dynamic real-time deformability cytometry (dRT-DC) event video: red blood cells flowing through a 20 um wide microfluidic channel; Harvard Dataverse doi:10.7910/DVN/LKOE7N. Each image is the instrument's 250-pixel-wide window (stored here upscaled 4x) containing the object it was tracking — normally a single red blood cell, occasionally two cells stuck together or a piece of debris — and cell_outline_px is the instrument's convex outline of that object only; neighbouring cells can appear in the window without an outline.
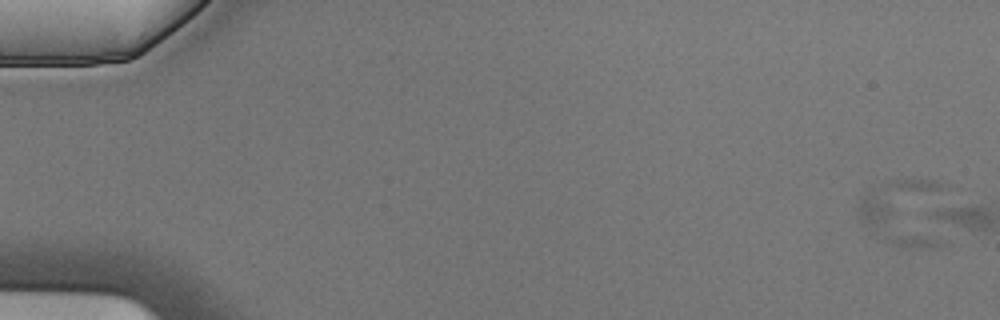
{"species": "Egyptian fruit bat (a non-hibernating species)", "species_latin": "Rousettus aegyptiacus", "temperature_condition": "cold", "stored_images_in_passage": 3, "segment_of_instrument_passage": [1, 2], "camera_frame_rate_fps": 3000, "um_per_image_px": 0.085, "animal": {"sex": "male"}, "frame": {"image": 1, "passage_image": 1, "time_ms": 0.0, "image_size_px": [1000, 320], "cell_outline_px": [[948, 184], [944, 244], [936, 248], [912, 248], [896, 244], [868, 236], [860, 220], [856, 208], [864, 188], [872, 184], [888, 180], [936, 180]], "centroid_in_image_um": [76.96, 18.04], "position_along_channel_um": 8.0, "area_um2": 38.32}}